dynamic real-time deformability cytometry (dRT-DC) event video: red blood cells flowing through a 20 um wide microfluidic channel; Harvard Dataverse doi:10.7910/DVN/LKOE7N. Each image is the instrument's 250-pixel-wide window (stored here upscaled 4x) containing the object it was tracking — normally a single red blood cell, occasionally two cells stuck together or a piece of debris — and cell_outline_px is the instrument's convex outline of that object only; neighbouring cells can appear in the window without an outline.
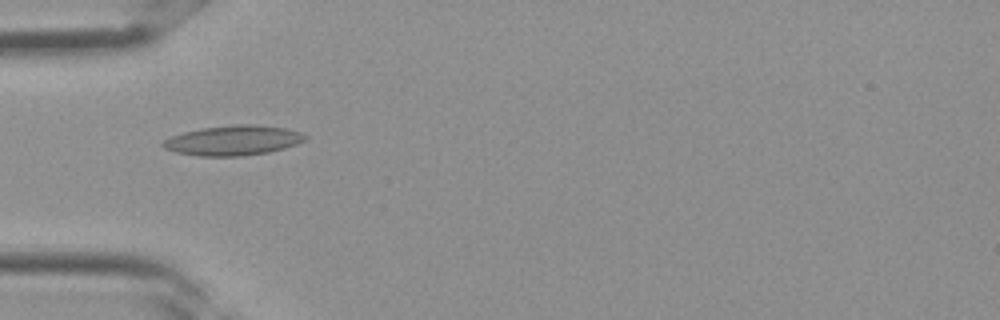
{"species": "Egyptian fruit bat (a non-hibernating species)", "species_latin": "Rousettus aegyptiacus", "temperature_condition": "room temperature", "stored_images_in_passage": 4, "camera_frame_rate_fps": 3000, "um_per_image_px": 0.085, "frame": {"image": 1, "passage_image": 4, "time_ms": 1.0, "image_size_px": [1000, 320], "cell_outline_px": [[308, 136], [304, 140], [296, 144], [284, 148], [268, 152], [240, 156], [196, 156], [176, 152], [164, 148], [160, 144], [164, 140], [172, 136], [184, 132], [200, 128], [232, 124], [252, 124], [284, 128], [300, 132]], "centroid_in_image_um": [19.79, 11.93], "position_along_channel_um": 65.2, "area_um2": 24.74}}